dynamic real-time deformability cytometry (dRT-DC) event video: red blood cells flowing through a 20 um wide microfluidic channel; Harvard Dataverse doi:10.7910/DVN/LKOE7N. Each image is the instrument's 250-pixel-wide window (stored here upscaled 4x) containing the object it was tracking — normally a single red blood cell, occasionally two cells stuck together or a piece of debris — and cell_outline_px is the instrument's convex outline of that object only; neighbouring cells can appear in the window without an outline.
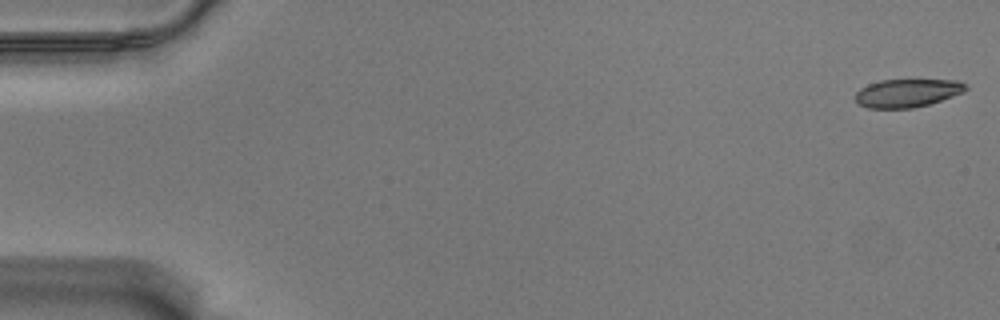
{"species": "Egyptian fruit bat (a non-hibernating species)", "species_latin": "Rousettus aegyptiacus", "temperature_condition": "warm", "stored_images_in_passage": 57, "camera_frame_rate_fps": 3000, "um_per_image_px": 0.085, "animal": {"sex": "male"}, "frame": {"image": 1, "passage_image": 1, "time_ms": 0.0, "image_size_px": [1000, 320], "cell_outline_px": [[968, 88], [964, 92], [928, 104], [912, 108], [868, 108], [860, 104], [856, 100], [856, 92], [860, 88], [868, 84], [880, 80], [960, 80], [968, 84]], "centroid_in_image_um": [77.14, 7.89], "position_along_channel_um": 7.9, "area_um2": 18.09}}
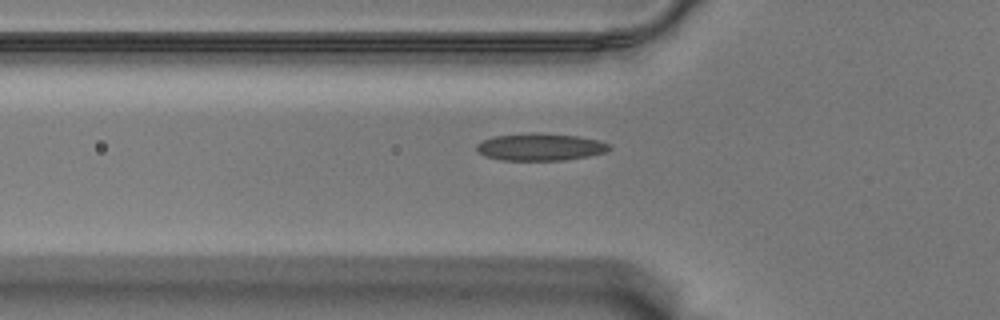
{"frame": {"image": 2, "passage_image": 20, "time_ms": 6.333, "image_size_px": [1000, 320], "cell_outline_px": [[612, 148], [604, 152], [588, 156], [564, 160], [504, 160], [484, 156], [476, 148], [476, 144], [492, 136], [532, 132], [540, 132], [576, 136], [596, 140], [608, 144]], "centroid_in_image_um": [45.89, 12.48], "position_along_channel_um": 79.9, "area_um2": 20.98}}
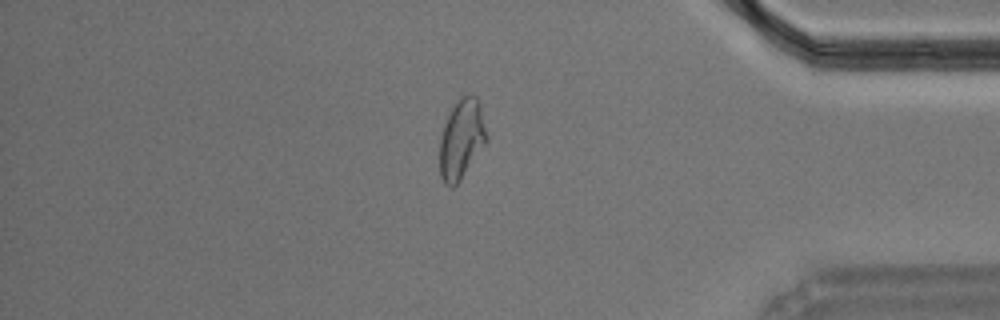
{"frame": {"image": 3, "passage_image": 49, "time_ms": 16.0, "image_size_px": [1000, 320], "cell_outline_px": [[488, 140], [460, 180], [452, 188], [448, 188], [444, 184], [440, 176], [440, 140], [444, 124], [452, 108], [460, 96], [476, 96], [480, 104], [488, 136]], "centroid_in_image_um": [39.23, 11.85], "position_along_channel_um": 396.0, "area_um2": 21.68}, "authors_computed_cell_mechanics": {"area_um2": 20.1144, "velocity_mm_per_s": 3.535, "shape_relaxation_time_tau1_ms": 10.4098, "shape_relaxation_time_tau2_ms": 1.7043, "deformation_change_tau1": 0.2094, "deformation_change_tau2": 0.0826}}